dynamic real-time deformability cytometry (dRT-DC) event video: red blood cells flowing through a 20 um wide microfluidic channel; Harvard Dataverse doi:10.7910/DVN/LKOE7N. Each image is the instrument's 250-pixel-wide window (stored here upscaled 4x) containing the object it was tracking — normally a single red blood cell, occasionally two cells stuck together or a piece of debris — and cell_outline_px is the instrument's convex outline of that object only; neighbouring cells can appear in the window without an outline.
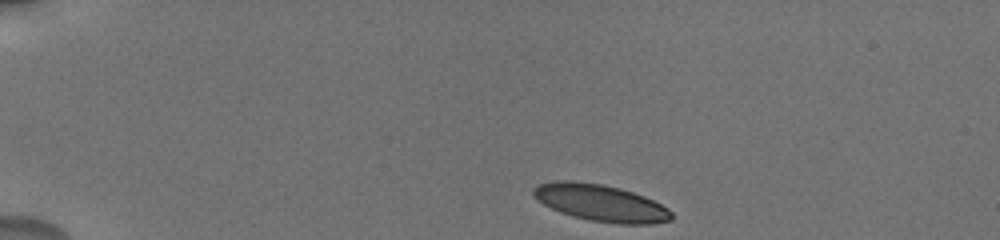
{"species": "human", "species_latin": "Homo sapiens", "temperature_condition": "cold", "stored_images_in_passage": 59, "camera_frame_rate_fps": 3000, "um_per_image_px": 0.085, "donor": {"sex": "male"}, "frame": {"image": 1, "passage_image": 1, "time_ms": 0.0, "image_size_px": [1000, 240], "cell_outline_px": [[672, 220], [652, 224], [620, 224], [592, 220], [572, 216], [560, 212], [544, 204], [532, 192], [532, 188], [540, 184], [556, 180], [572, 180], [604, 184], [620, 188], [644, 196], [668, 208], [672, 212]], "centroid_in_image_um": [51.08, 17.24], "position_along_channel_um": 33.9, "area_um2": 29.48}}
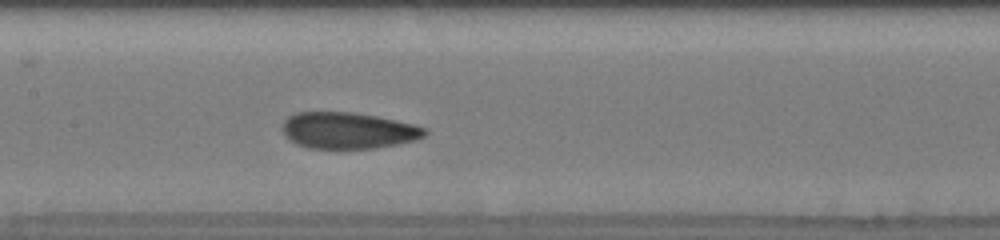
{"frame": {"image": 2, "passage_image": 27, "time_ms": 6.0, "image_size_px": [1000, 240], "cell_outline_px": [[428, 132], [424, 136], [416, 140], [376, 148], [308, 148], [296, 144], [284, 136], [284, 120], [288, 116], [296, 112], [352, 112], [376, 116], [412, 124], [428, 128]], "centroid_in_image_um": [29.59, 11.09], "position_along_channel_um": 177.8, "area_um2": 30.11}}
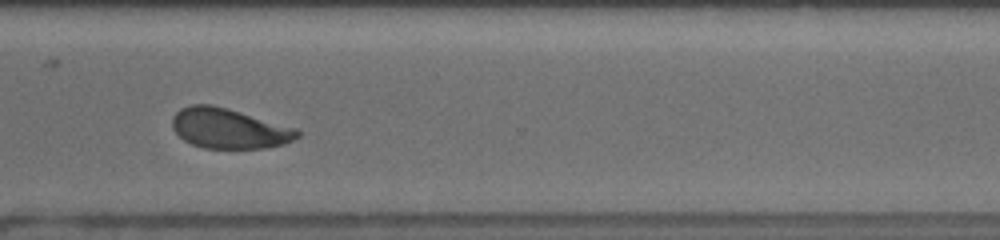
{"frame": {"image": 3, "passage_image": 48, "time_ms": 10.667, "image_size_px": [1000, 240], "cell_outline_px": [[300, 136], [284, 144], [264, 148], [204, 148], [192, 144], [184, 140], [172, 128], [172, 116], [180, 108], [192, 104], [212, 104], [296, 128], [300, 132]], "centroid_in_image_um": [19.44, 10.92], "position_along_channel_um": 351.2, "area_um2": 29.07}, "authors_computed_cell_mechanics": {"area_um2": 30.4028, "velocity_mm_per_s": 3.7194, "shape_relaxation_time_tau1_ms": 3.6857, "shape_relaxation_time_tau2_ms": 1.2106, "deformation_change_tau1": 0.11, "deformation_change_tau2": 0.0677}}